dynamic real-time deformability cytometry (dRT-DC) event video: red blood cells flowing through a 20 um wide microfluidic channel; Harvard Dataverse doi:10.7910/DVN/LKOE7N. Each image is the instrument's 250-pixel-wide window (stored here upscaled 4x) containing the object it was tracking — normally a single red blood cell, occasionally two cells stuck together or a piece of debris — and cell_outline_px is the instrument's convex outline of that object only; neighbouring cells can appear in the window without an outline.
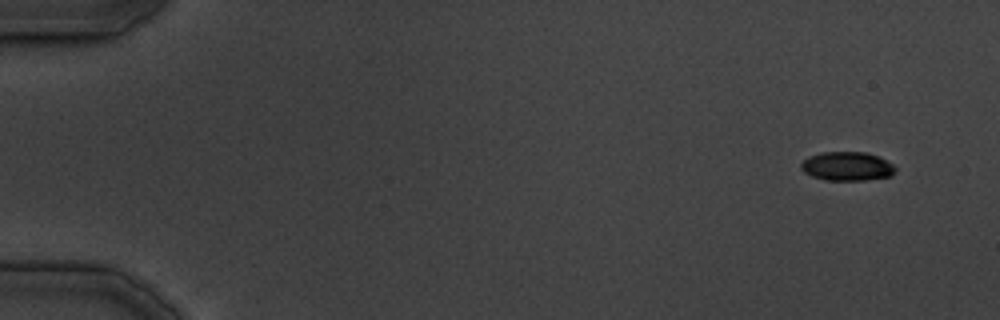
{"species": "common noctule bat (a hibernating species)", "species_latin": "Nyctalus noctula", "temperature_condition": "cold", "stored_images_in_passage": 34, "camera_frame_rate_fps": 3000, "um_per_image_px": 0.085, "animal": {"sex": "male", "body_mass_g": 19.5, "forearm_length_mm": 54.6}, "frame": {"image": 1, "passage_image": 1, "time_ms": 0.0, "image_size_px": [1000, 320], "cell_outline_px": [[896, 172], [892, 176], [864, 180], [824, 180], [812, 176], [804, 172], [800, 168], [800, 164], [808, 156], [820, 152], [868, 152], [880, 156], [892, 164], [896, 168]], "centroid_in_image_um": [72.01, 14.12], "position_along_channel_um": 13.0, "area_um2": 16.13}}
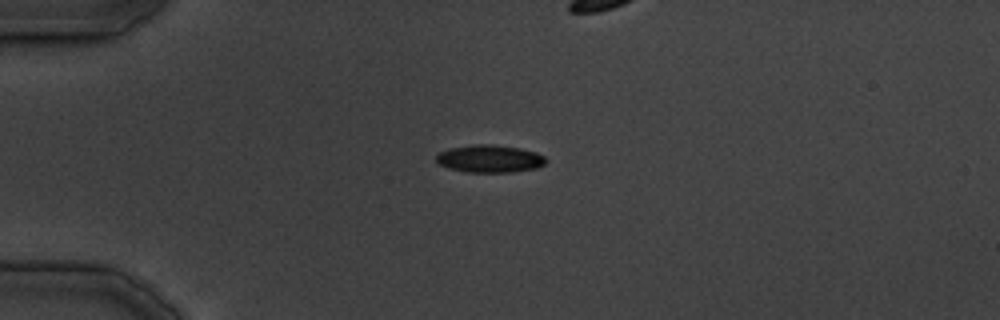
{"frame": {"image": 2, "passage_image": 9, "time_ms": 9.333, "image_size_px": [1000, 320], "cell_outline_px": [[548, 160], [544, 164], [536, 168], [512, 172], [468, 172], [448, 168], [440, 164], [436, 160], [436, 156], [440, 152], [448, 148], [472, 144], [492, 144], [520, 148], [536, 152], [544, 156]], "centroid_in_image_um": [41.63, 13.48], "position_along_channel_um": 43.4, "area_um2": 17.69}}
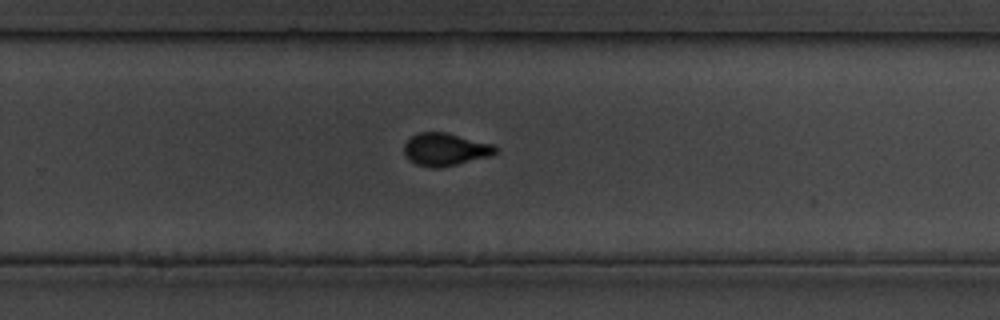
{"frame": {"image": 3, "passage_image": 24, "time_ms": 28.333, "image_size_px": [1000, 320], "cell_outline_px": [[500, 148], [492, 156], [440, 168], [432, 168], [416, 164], [408, 160], [404, 152], [404, 144], [416, 132], [448, 132], [496, 144]], "centroid_in_image_um": [37.9, 12.69], "position_along_channel_um": 291.9, "area_um2": 17.86}}